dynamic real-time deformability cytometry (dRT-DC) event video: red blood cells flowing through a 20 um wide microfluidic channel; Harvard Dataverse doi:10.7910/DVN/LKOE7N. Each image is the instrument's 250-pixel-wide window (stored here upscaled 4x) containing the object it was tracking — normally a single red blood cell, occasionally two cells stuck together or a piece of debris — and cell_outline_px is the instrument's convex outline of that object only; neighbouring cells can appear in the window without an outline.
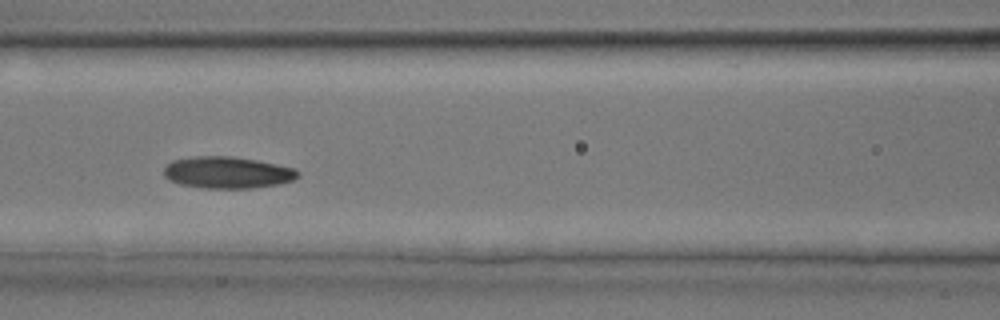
{"species": "common noctule bat (a hibernating species)", "species_latin": "Nyctalus noctula", "temperature_condition": "room temperature", "stored_images_in_passage": 26, "camera_frame_rate_fps": 3000, "um_per_image_px": 0.085, "animal": {"sex": "male", "body_mass_g": 17.9, "forearm_length_mm": 54.2}, "frame": {"image": 1, "passage_image": 12, "time_ms": 3.667, "image_size_px": [1000, 320], "cell_outline_px": [[300, 176], [292, 180], [280, 184], [252, 188], [204, 188], [180, 184], [168, 180], [164, 176], [164, 168], [172, 160], [196, 156], [232, 156], [256, 160], [276, 164], [292, 168], [300, 172]], "centroid_in_image_um": [19.32, 14.66], "position_along_channel_um": 147.3, "area_um2": 24.8}}